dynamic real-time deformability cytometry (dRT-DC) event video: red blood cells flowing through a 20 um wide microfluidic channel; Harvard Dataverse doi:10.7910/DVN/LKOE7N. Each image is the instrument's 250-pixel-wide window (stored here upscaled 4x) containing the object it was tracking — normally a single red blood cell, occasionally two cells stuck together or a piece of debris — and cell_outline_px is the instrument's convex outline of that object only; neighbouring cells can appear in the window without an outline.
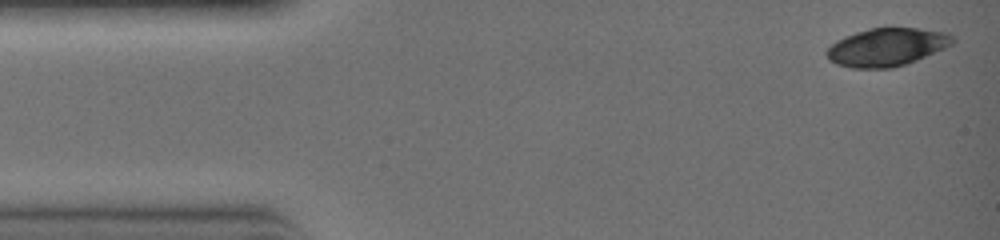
{"species": "common noctule bat (a hibernating species)", "species_latin": "Nyctalus noctula", "temperature_condition": "warm", "stored_images_in_passage": 4, "camera_frame_rate_fps": 3000, "um_per_image_px": 0.085, "animal": {"sex": "female", "body_mass_g": 19.0, "forearm_length_mm": 51.5}, "frame": {"image": 1, "passage_image": 1, "time_ms": 0.0, "image_size_px": [1000, 240], "cell_outline_px": [[956, 40], [952, 44], [944, 48], [916, 60], [904, 64], [888, 68], [852, 68], [836, 64], [828, 60], [828, 48], [836, 40], [844, 36], [856, 32], [872, 28], [916, 28], [940, 32], [952, 36]], "centroid_in_image_um": [75.34, 4.01], "position_along_channel_um": 9.7, "area_um2": 27.4}}
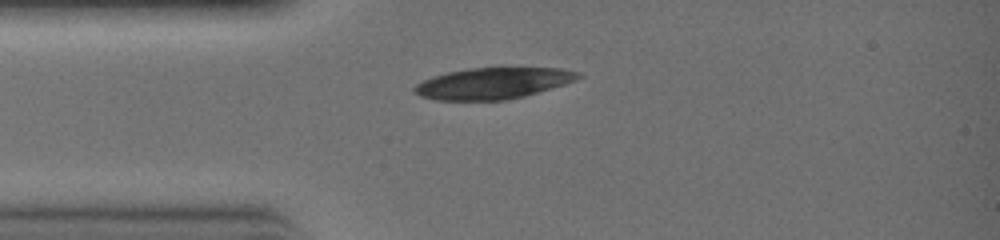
{"frame": {"image": 2, "passage_image": 3, "time_ms": 0.667, "image_size_px": [1000, 240], "cell_outline_px": [[584, 76], [576, 80], [564, 84], [524, 96], [504, 100], [436, 100], [420, 96], [412, 88], [416, 84], [432, 76], [448, 72], [468, 68], [560, 68], [576, 72]], "centroid_in_image_um": [41.88, 7.08], "position_along_channel_um": 43.1, "area_um2": 29.59}}